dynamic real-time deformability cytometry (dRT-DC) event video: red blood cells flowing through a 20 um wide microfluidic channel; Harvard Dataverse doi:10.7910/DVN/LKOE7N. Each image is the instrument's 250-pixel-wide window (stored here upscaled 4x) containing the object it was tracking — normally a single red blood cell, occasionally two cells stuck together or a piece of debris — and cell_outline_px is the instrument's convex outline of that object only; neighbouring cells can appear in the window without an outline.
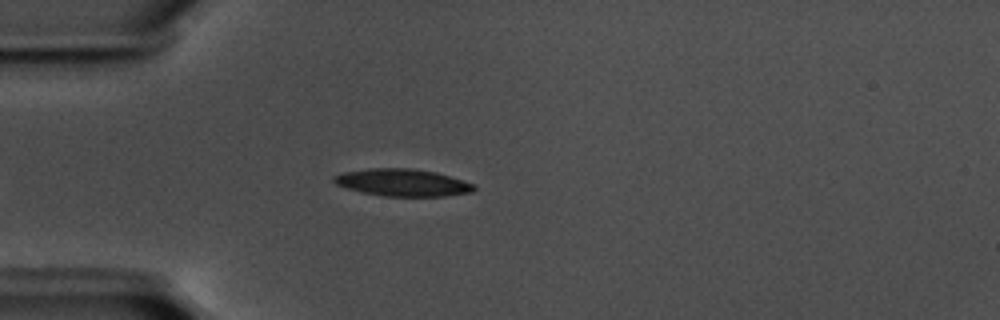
{"species": "common noctule bat (a hibernating species)", "species_latin": "Nyctalus noctula", "temperature_condition": "warm", "stored_images_in_passage": 40, "camera_frame_rate_fps": 3000, "um_per_image_px": 0.085, "animal": {"sex": "male", "body_mass_g": 17.5, "forearm_length_mm": 52.3}, "frame": {"image": 1, "passage_image": 2, "time_ms": 0.333, "image_size_px": [1000, 320], "cell_outline_px": [[476, 188], [472, 192], [444, 196], [384, 196], [360, 192], [336, 184], [332, 180], [332, 176], [344, 172], [372, 168], [412, 168], [436, 172], [472, 184]], "centroid_in_image_um": [34.17, 15.52], "position_along_channel_um": 50.8, "area_um2": 22.02}}
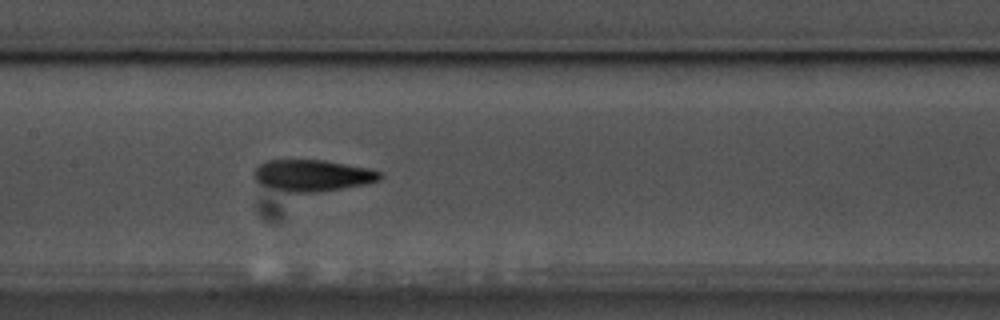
{"frame": {"image": 2, "passage_image": 14, "time_ms": 4.333, "image_size_px": [1000, 320], "cell_outline_px": [[384, 176], [380, 180], [364, 184], [316, 192], [288, 192], [260, 184], [252, 176], [252, 172], [260, 164], [268, 160], [324, 160], [368, 168], [380, 172]], "centroid_in_image_um": [26.54, 14.9], "position_along_channel_um": 180.9, "area_um2": 22.95}}
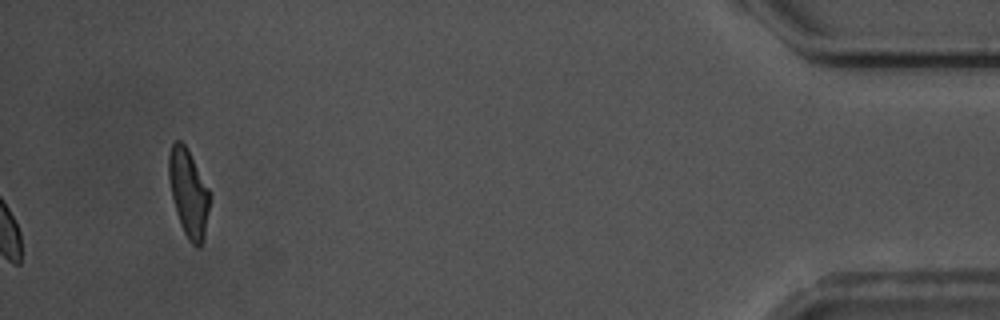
{"frame": {"image": 3, "passage_image": 40, "time_ms": 13.0, "image_size_px": [1000, 320], "cell_outline_px": [[208, 212], [204, 236], [200, 244], [192, 244], [188, 240], [180, 224], [176, 212], [172, 196], [168, 176], [168, 156], [172, 144], [176, 140], [180, 140], [188, 148], [208, 188]], "centroid_in_image_um": [15.99, 16.34], "position_along_channel_um": 419.2, "area_um2": 20.4}, "authors_computed_cell_mechanics": {"area_um2": 21.9351, "velocity_mm_per_s": 3.5797, "shape_relaxation_time_tau1_ms": 4.6152, "shape_relaxation_time_tau2_ms": 4.2133, "deformation_change_tau1": 0.1602, "deformation_change_tau2": 0.1318}}